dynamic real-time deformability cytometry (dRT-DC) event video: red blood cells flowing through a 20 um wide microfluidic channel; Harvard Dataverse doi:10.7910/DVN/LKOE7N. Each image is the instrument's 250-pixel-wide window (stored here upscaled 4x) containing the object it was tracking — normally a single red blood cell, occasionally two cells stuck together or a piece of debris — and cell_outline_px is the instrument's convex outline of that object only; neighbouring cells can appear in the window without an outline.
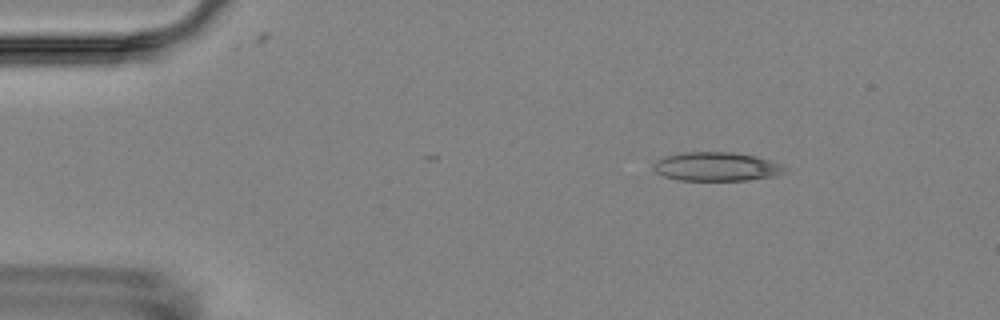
{"species": "Egyptian fruit bat (a non-hibernating species)", "species_latin": "Rousettus aegyptiacus", "temperature_condition": "room temperature", "stored_images_in_passage": 4, "camera_frame_rate_fps": 3000, "um_per_image_px": 0.085, "animal": {"sex": "female"}, "frame": {"image": 1, "passage_image": 2, "time_ms": 1.333, "image_size_px": [1000, 320], "cell_outline_px": [[784, 172], [772, 176], [748, 180], [676, 180], [664, 176], [656, 172], [652, 168], [652, 164], [656, 160], [664, 156], [680, 152], [732, 152], [756, 156], [784, 164]], "centroid_in_image_um": [60.84, 14.15], "position_along_channel_um": 24.2, "area_um2": 22.2}}